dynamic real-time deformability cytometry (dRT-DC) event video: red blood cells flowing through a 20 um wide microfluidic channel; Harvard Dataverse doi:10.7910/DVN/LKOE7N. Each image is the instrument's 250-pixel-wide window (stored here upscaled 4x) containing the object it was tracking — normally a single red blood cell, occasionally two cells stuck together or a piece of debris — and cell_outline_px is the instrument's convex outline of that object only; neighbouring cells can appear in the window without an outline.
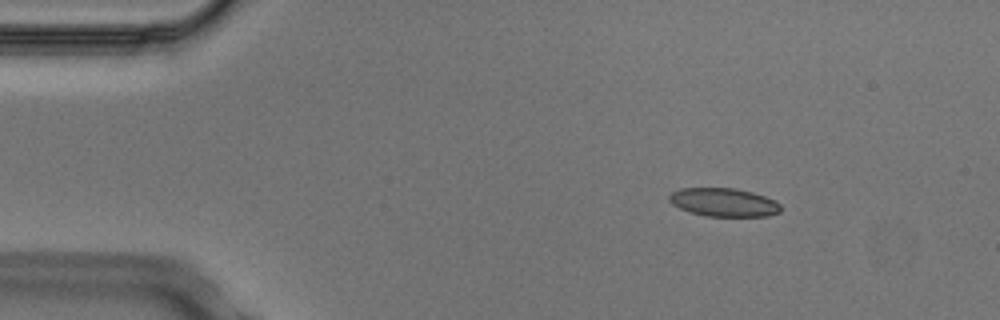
{"species": "Egyptian fruit bat (a non-hibernating species)", "species_latin": "Rousettus aegyptiacus", "temperature_condition": "cold", "stored_images_in_passage": 5, "camera_frame_rate_fps": 3000, "um_per_image_px": 0.085, "animal": {"sex": "male"}, "frame": {"image": 1, "passage_image": 3, "time_ms": 0.667, "image_size_px": [1000, 320], "cell_outline_px": [[780, 212], [768, 216], [704, 216], [680, 208], [672, 204], [668, 200], [668, 196], [672, 192], [680, 188], [736, 188], [752, 192], [764, 196], [780, 204]], "centroid_in_image_um": [61.49, 17.19], "position_along_channel_um": 23.5, "area_um2": 18.38}}